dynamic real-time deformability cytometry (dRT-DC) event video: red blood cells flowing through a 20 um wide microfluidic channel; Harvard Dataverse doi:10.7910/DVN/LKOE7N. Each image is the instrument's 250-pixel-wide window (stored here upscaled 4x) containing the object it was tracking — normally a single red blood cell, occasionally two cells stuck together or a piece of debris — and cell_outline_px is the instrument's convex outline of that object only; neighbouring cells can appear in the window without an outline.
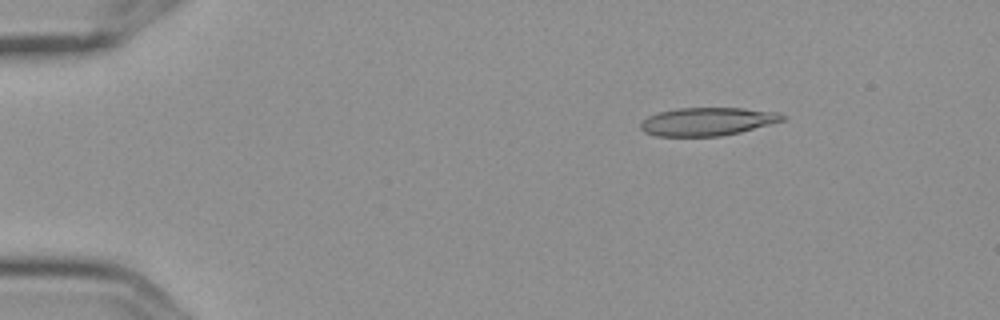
{"species": "Egyptian fruit bat (a non-hibernating species)", "species_latin": "Rousettus aegyptiacus", "temperature_condition": "cold", "stored_images_in_passage": 5, "camera_frame_rate_fps": 3000, "um_per_image_px": 0.085, "frame": {"image": 1, "passage_image": 3, "time_ms": 0.667, "image_size_px": [1000, 320], "cell_outline_px": [[788, 116], [784, 120], [740, 132], [720, 136], [656, 136], [644, 132], [640, 128], [640, 124], [648, 116], [660, 112], [676, 108], [744, 108], [776, 112]], "centroid_in_image_um": [60.13, 10.33], "position_along_channel_um": 24.9, "area_um2": 23.18}}